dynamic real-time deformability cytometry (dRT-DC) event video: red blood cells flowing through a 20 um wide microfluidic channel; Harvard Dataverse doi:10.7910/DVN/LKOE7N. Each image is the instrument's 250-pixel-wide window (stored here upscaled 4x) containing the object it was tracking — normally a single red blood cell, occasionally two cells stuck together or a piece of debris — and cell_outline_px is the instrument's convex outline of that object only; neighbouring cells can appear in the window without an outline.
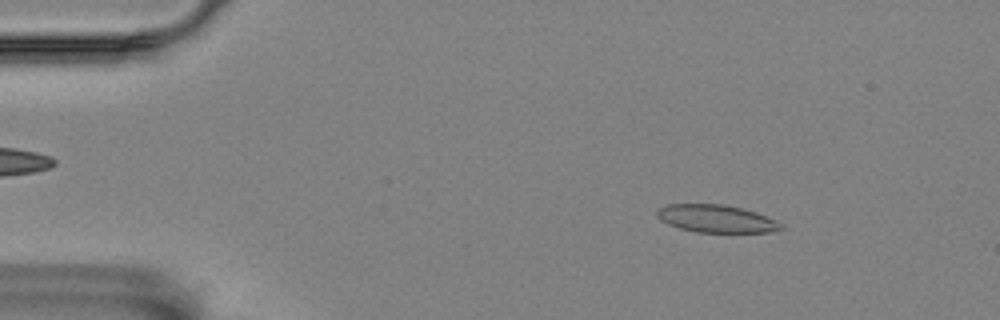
{"species": "Egyptian fruit bat (a non-hibernating species)", "species_latin": "Rousettus aegyptiacus", "temperature_condition": "room temperature", "stored_images_in_passage": 5, "segment_of_instrument_passage": [1, 2], "camera_frame_rate_fps": 3000, "um_per_image_px": 0.085, "animal": {"sex": "female"}, "frame": {"image": 1, "passage_image": 2, "time_ms": 0.333, "image_size_px": [1000, 320], "cell_outline_px": [[784, 228], [768, 232], [696, 232], [680, 228], [668, 224], [660, 220], [656, 216], [656, 212], [660, 208], [668, 204], [724, 204], [756, 212], [784, 224]], "centroid_in_image_um": [60.87, 18.59], "position_along_channel_um": 24.1, "area_um2": 19.88}}